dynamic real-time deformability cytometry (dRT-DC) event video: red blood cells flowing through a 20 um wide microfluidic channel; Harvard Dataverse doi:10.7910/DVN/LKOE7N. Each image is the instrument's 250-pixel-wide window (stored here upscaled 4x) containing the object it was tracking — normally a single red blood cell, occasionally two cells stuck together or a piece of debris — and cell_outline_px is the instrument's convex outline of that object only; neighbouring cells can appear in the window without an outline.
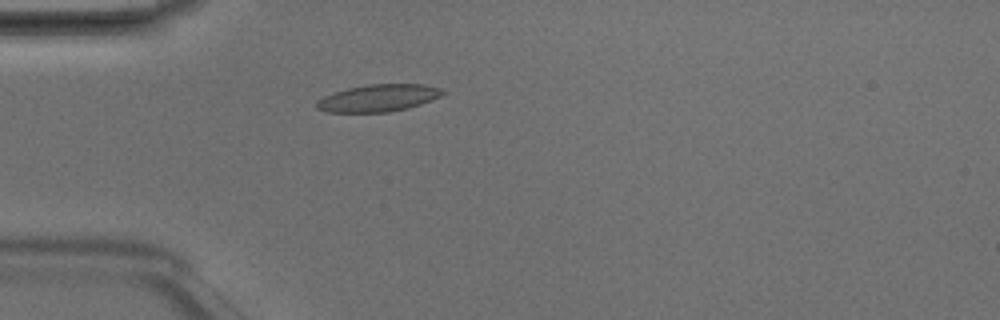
{"species": "Egyptian fruit bat (a non-hibernating species)", "species_latin": "Rousettus aegyptiacus", "temperature_condition": "room temperature", "stored_images_in_passage": 2, "camera_frame_rate_fps": 3000, "um_per_image_px": 0.085, "animal": {"sex": "male"}, "frame": {"image": 1, "passage_image": 2, "time_ms": 0.333, "image_size_px": [1000, 320], "cell_outline_px": [[448, 92], [432, 100], [408, 108], [388, 112], [328, 112], [316, 108], [316, 100], [324, 96], [348, 88], [368, 84], [424, 84], [440, 88]], "centroid_in_image_um": [32.18, 8.33], "position_along_channel_um": 52.8, "area_um2": 19.94}}